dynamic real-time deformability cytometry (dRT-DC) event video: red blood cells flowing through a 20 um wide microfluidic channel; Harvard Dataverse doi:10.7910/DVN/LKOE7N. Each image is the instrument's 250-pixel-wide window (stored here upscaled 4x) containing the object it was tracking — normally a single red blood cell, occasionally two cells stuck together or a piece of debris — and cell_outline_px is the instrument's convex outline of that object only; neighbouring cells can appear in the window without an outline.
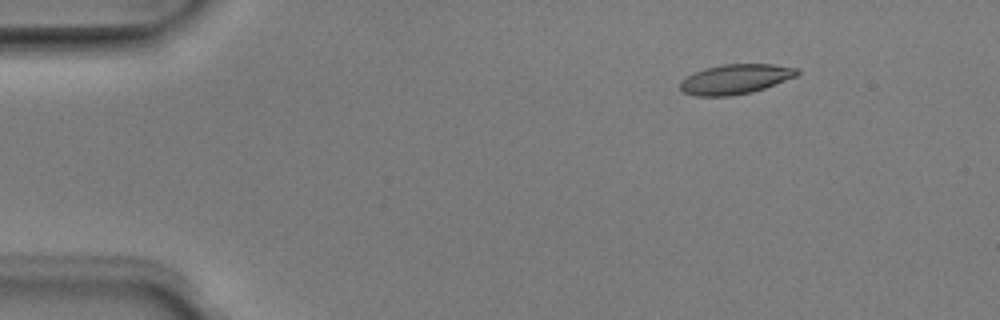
{"species": "Egyptian fruit bat (a non-hibernating species)", "species_latin": "Rousettus aegyptiacus", "temperature_condition": "room temperature", "stored_images_in_passage": 4, "camera_frame_rate_fps": 3000, "um_per_image_px": 0.085, "animal": {"sex": "male"}, "frame": {"image": 1, "passage_image": 1, "time_ms": 0.0, "image_size_px": [1000, 320], "cell_outline_px": [[800, 72], [796, 76], [764, 88], [752, 92], [732, 96], [696, 96], [684, 92], [680, 88], [680, 80], [704, 68], [724, 64], [772, 64], [796, 68]], "centroid_in_image_um": [62.49, 6.73], "position_along_channel_um": 22.5, "area_um2": 20.17}}
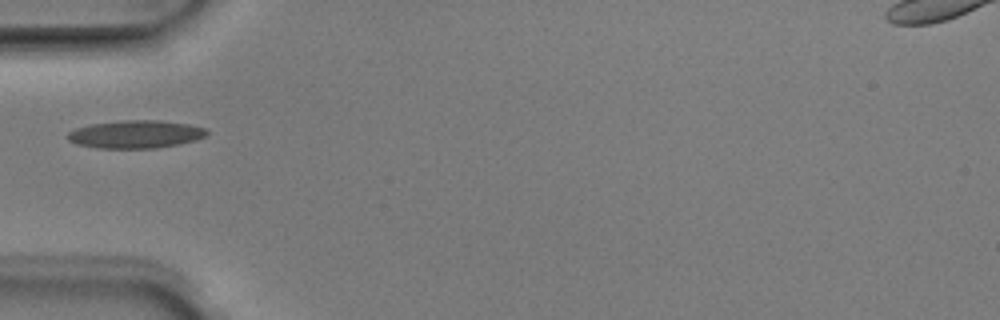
{"frame": {"image": 2, "passage_image": 4, "time_ms": 1.0, "image_size_px": [1000, 320], "cell_outline_px": [[208, 132], [204, 136], [196, 140], [156, 148], [100, 148], [76, 144], [68, 140], [64, 136], [68, 132], [76, 128], [88, 124], [124, 120], [160, 120], [188, 124], [204, 128]], "centroid_in_image_um": [11.46, 11.4], "position_along_channel_um": 73.5, "area_um2": 22.6}}